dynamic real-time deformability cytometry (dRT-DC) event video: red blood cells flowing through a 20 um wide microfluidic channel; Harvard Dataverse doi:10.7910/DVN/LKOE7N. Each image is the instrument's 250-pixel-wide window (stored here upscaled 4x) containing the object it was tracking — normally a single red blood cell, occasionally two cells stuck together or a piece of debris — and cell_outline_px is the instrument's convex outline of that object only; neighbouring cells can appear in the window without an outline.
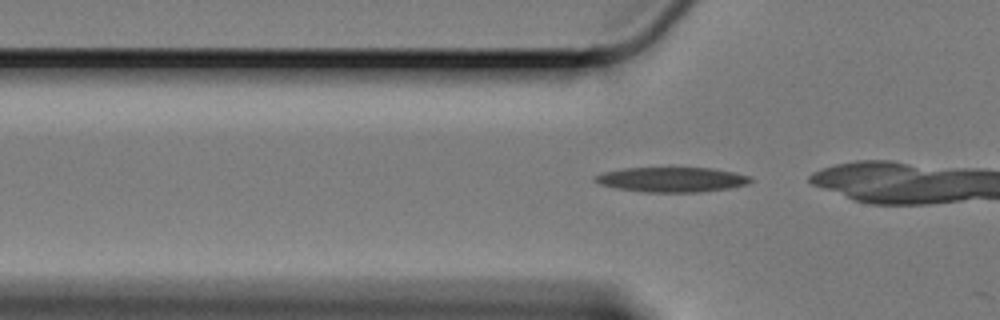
{"species": "Egyptian fruit bat (a non-hibernating species)", "species_latin": "Rousettus aegyptiacus", "temperature_condition": "cold", "stored_images_in_passage": 16, "camera_frame_rate_fps": 3000, "um_per_image_px": 0.085, "animal": {"sex": "female"}, "frame": {"image": 1, "passage_image": 15, "time_ms": 4.667, "image_size_px": [1000, 320], "cell_outline_px": [[756, 180], [748, 184], [728, 188], [700, 192], [644, 192], [616, 188], [600, 184], [592, 180], [596, 176], [604, 172], [624, 168], [712, 168], [736, 172], [752, 176]], "centroid_in_image_um": [57.17, 15.26], "position_along_channel_um": 68.6, "area_um2": 22.66}}